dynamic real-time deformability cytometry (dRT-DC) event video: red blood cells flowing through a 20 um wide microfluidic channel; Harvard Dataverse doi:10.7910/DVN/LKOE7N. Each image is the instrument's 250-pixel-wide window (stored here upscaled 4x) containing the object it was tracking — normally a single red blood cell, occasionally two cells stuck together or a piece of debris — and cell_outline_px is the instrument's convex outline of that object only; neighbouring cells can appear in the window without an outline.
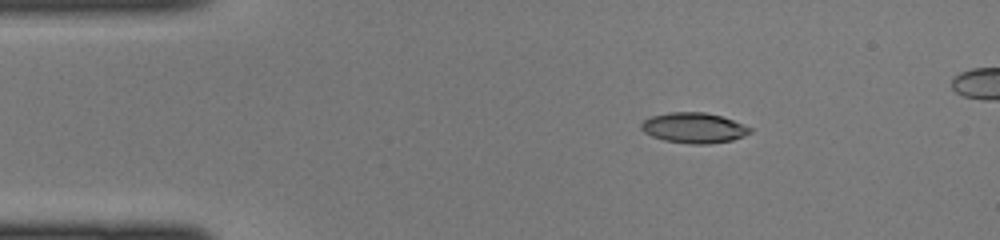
{"species": "common noctule bat (a hibernating species)", "species_latin": "Nyctalus noctula", "temperature_condition": "cold", "stored_images_in_passage": 36, "camera_frame_rate_fps": 3000, "um_per_image_px": 0.085, "animal": {"sex": "female", "body_mass_g": 22.0, "forearm_length_mm": 56.7}, "frame": {"image": 1, "passage_image": 1, "time_ms": 0.0, "image_size_px": [1000, 240], "cell_outline_px": [[752, 132], [744, 136], [732, 140], [708, 144], [692, 144], [664, 140], [652, 136], [644, 132], [640, 128], [640, 124], [644, 120], [652, 116], [668, 112], [704, 112], [720, 116], [732, 120], [752, 128]], "centroid_in_image_um": [58.97, 10.87], "position_along_channel_um": 26.0, "area_um2": 19.19}}
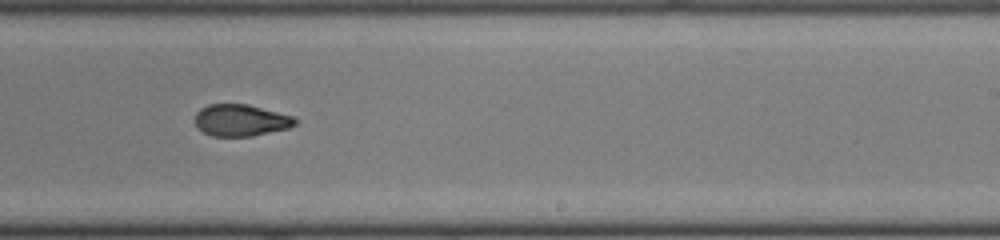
{"frame": {"image": 2, "passage_image": 21, "time_ms": 6.667, "image_size_px": [1000, 240], "cell_outline_px": [[296, 124], [288, 128], [252, 136], [212, 136], [204, 132], [196, 124], [196, 112], [200, 108], [208, 104], [248, 104], [292, 116], [296, 120]], "centroid_in_image_um": [20.46, 10.21], "position_along_channel_um": 268.5, "area_um2": 18.32}}
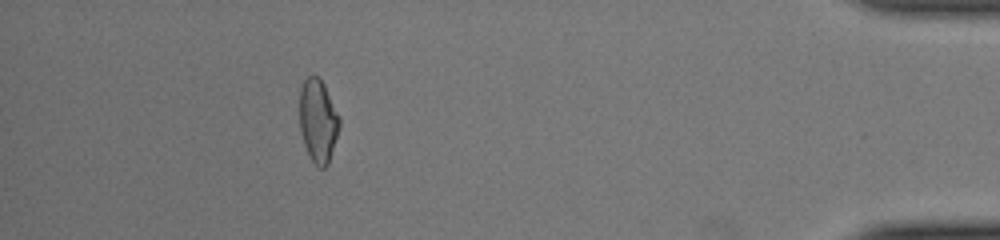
{"frame": {"image": 3, "passage_image": 34, "time_ms": 11.0, "image_size_px": [1000, 240], "cell_outline_px": [[340, 128], [328, 164], [324, 168], [316, 168], [308, 156], [300, 132], [300, 88], [304, 80], [308, 76], [316, 76], [324, 84], [340, 116]], "centroid_in_image_um": [27.04, 10.31], "position_along_channel_um": 408.2, "area_um2": 19.59}}